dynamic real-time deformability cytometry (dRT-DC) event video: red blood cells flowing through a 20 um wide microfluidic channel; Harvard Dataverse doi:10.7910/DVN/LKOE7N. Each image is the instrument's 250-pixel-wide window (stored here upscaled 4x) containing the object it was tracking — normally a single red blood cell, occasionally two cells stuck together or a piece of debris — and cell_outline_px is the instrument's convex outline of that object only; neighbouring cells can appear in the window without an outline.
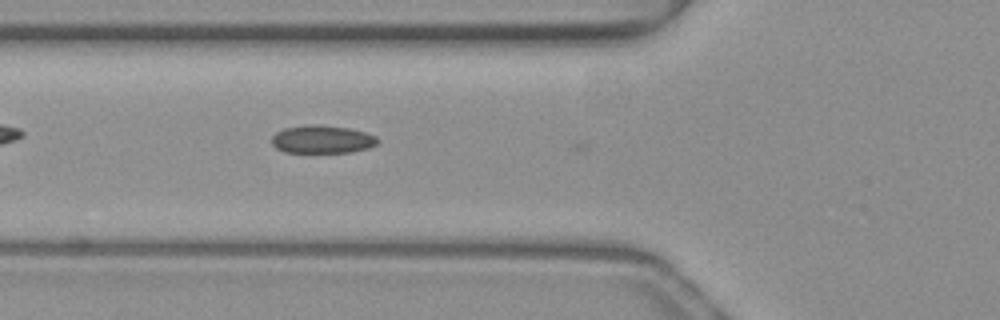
{"species": "common noctule bat (a hibernating species)", "species_latin": "Nyctalus noctula", "temperature_condition": "warm", "stored_images_in_passage": 6, "camera_frame_rate_fps": 3000, "um_per_image_px": 0.085, "animal": {"sex": "female", "body_mass_g": 19.3, "forearm_length_mm": 54.1}, "frame": {"image": 1, "passage_image": 2, "time_ms": 0.333, "image_size_px": [1000, 320], "cell_outline_px": [[380, 140], [376, 144], [368, 148], [352, 152], [284, 152], [276, 148], [272, 144], [272, 136], [276, 132], [284, 128], [312, 124], [320, 124], [348, 128], [364, 132], [376, 136]], "centroid_in_image_um": [27.38, 11.84], "position_along_channel_um": 98.4, "area_um2": 17.28}}
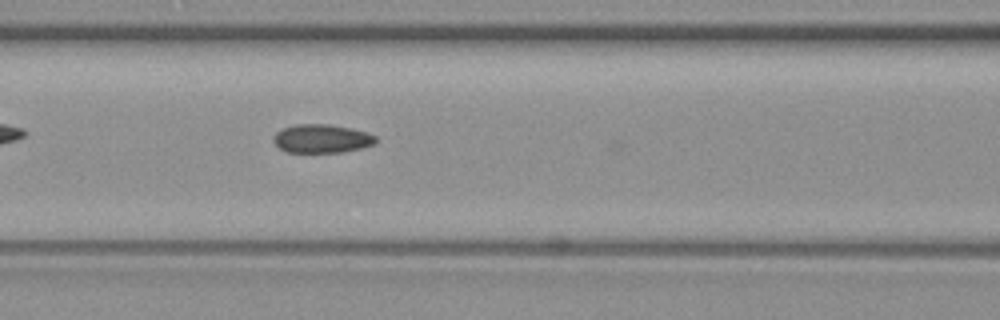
{"frame": {"image": 2, "passage_image": 5, "time_ms": 1.333, "image_size_px": [1000, 320], "cell_outline_px": [[376, 144], [344, 152], [284, 152], [272, 140], [272, 136], [276, 132], [284, 128], [296, 124], [328, 124], [368, 132], [376, 136]], "centroid_in_image_um": [27.34, 11.79], "position_along_channel_um": 139.3, "area_um2": 17.05}}